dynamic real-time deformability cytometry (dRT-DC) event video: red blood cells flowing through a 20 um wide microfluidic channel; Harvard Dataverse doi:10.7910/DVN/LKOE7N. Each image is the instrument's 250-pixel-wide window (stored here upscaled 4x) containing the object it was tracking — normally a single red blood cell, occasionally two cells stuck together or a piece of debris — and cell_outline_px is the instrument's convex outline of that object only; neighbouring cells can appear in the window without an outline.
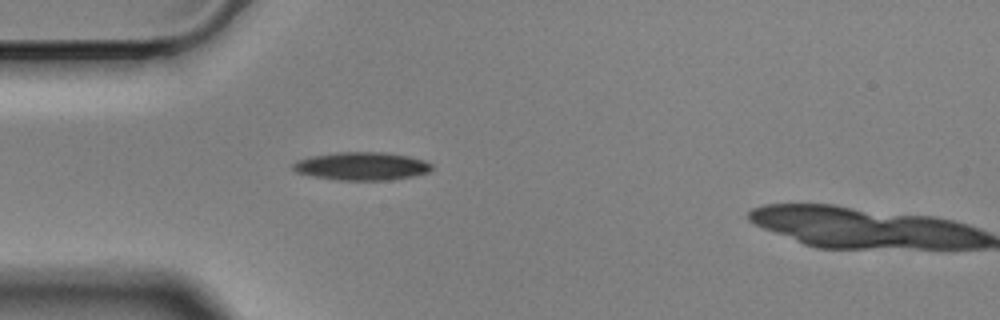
{"species": "Egyptian fruit bat (a non-hibernating species)", "species_latin": "Rousettus aegyptiacus", "temperature_condition": "cold", "stored_images_in_passage": 10, "camera_frame_rate_fps": 3000, "um_per_image_px": 0.085, "animal": {"sex": "male"}, "frame": {"image": 1, "passage_image": 9, "time_ms": 2.667, "image_size_px": [1000, 320], "cell_outline_px": [[432, 168], [428, 172], [412, 176], [388, 180], [336, 180], [312, 176], [296, 172], [292, 168], [292, 164], [296, 160], [312, 156], [340, 152], [384, 152], [408, 156], [424, 160], [432, 164]], "centroid_in_image_um": [30.72, 14.12], "position_along_channel_um": 54.3, "area_um2": 22.66}}